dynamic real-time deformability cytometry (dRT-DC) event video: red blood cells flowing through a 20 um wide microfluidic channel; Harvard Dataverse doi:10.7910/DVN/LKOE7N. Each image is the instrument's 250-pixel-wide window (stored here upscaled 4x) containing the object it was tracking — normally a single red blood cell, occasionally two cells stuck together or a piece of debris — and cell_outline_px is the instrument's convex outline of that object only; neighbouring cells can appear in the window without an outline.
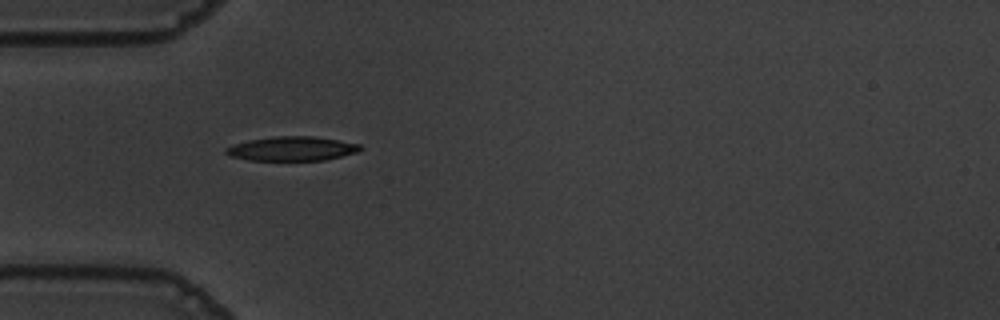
{"species": "common noctule bat (a hibernating species)", "species_latin": "Nyctalus noctula", "temperature_condition": "warm", "stored_images_in_passage": 40, "camera_frame_rate_fps": 3000, "um_per_image_px": 0.085, "animal": {"sex": "male", "body_mass_g": 19.5, "forearm_length_mm": 54.6}, "frame": {"image": 1, "passage_image": 1, "time_ms": 0.0, "image_size_px": [1000, 320], "cell_outline_px": [[364, 148], [356, 152], [324, 160], [248, 160], [232, 156], [224, 152], [224, 148], [248, 140], [272, 136], [312, 136], [360, 144]], "centroid_in_image_um": [24.8, 12.63], "position_along_channel_um": 60.2, "area_um2": 18.79}}
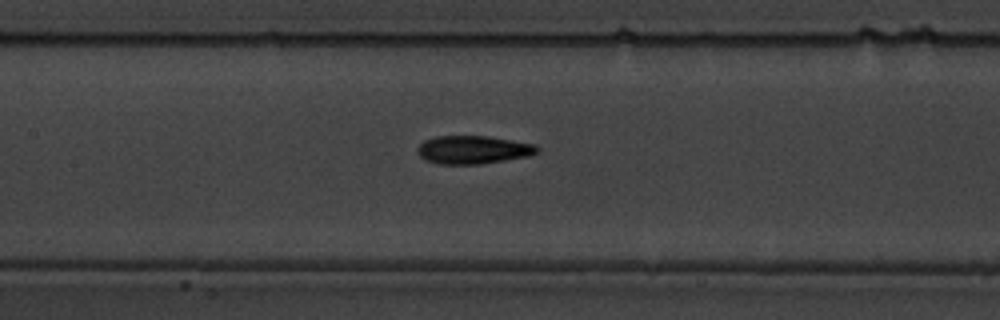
{"frame": {"image": 2, "passage_image": 10, "time_ms": 3.0, "image_size_px": [1000, 320], "cell_outline_px": [[540, 148], [536, 152], [528, 156], [480, 164], [440, 164], [424, 160], [416, 152], [416, 148], [424, 140], [436, 136], [488, 136], [536, 144]], "centroid_in_image_um": [40.18, 12.72], "position_along_channel_um": 167.2, "area_um2": 19.71}}
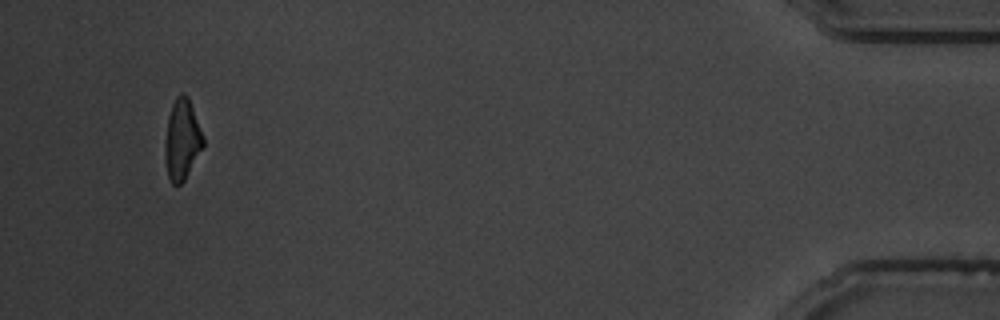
{"frame": {"image": 3, "passage_image": 37, "time_ms": 12.0, "image_size_px": [1000, 320], "cell_outline_px": [[204, 144], [184, 180], [180, 184], [172, 184], [168, 176], [164, 156], [164, 144], [168, 116], [172, 104], [176, 96], [180, 92], [184, 92], [188, 96], [204, 136]], "centroid_in_image_um": [15.46, 11.82], "position_along_channel_um": 419.7, "area_um2": 17.98}, "authors_computed_cell_mechanics": {"area_um2": 18.8428, "velocity_mm_per_s": 3.6395, "shape_relaxation_time_tau1_ms": 3.4058, "shape_relaxation_time_tau2_ms": 3.1767, "deformation_change_tau1": 0.1534, "deformation_change_tau2": 0.1103}}